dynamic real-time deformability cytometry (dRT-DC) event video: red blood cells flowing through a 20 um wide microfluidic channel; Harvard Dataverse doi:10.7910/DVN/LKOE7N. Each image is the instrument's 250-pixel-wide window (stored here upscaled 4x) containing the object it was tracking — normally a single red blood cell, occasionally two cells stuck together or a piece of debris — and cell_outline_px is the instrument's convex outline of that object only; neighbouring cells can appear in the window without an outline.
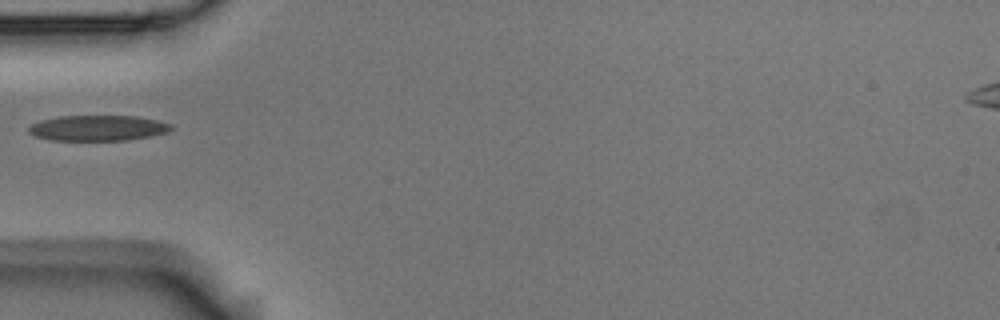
{"species": "Egyptian fruit bat (a non-hibernating species)", "species_latin": "Rousettus aegyptiacus", "temperature_condition": "room temperature", "stored_images_in_passage": 1, "camera_frame_rate_fps": 3000, "um_per_image_px": 0.085, "animal": {"sex": "male"}, "frame": {"image": 1, "passage_image": 1, "time_ms": 0.0, "image_size_px": [1000, 320], "cell_outline_px": [[172, 128], [168, 132], [128, 140], [52, 140], [36, 136], [28, 132], [28, 128], [32, 124], [40, 120], [60, 116], [136, 116], [156, 120], [172, 124]], "centroid_in_image_um": [8.31, 10.88], "position_along_channel_um": 76.7, "area_um2": 21.04}}